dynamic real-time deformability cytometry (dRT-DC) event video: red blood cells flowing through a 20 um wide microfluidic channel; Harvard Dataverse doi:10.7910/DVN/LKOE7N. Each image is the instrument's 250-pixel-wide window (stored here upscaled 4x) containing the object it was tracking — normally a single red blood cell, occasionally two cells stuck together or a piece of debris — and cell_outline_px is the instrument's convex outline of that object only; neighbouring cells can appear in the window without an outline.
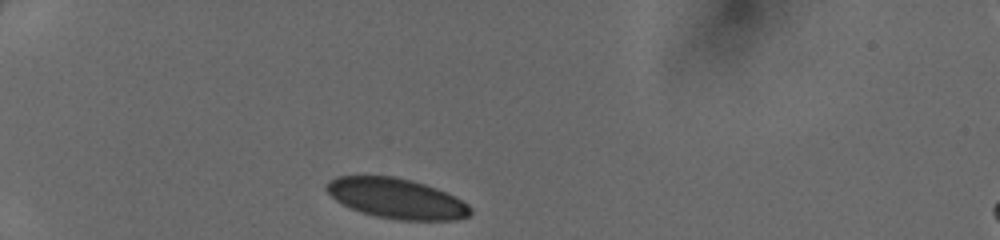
{"species": "human", "species_latin": "Homo sapiens", "temperature_condition": "cold", "stored_images_in_passage": 30, "camera_frame_rate_fps": 3000, "um_per_image_px": 0.085, "donor": {"sex": "female"}, "frame": {"image": 1, "passage_image": 1, "time_ms": 0.0, "image_size_px": [1000, 240], "cell_outline_px": [[472, 212], [468, 216], [456, 220], [396, 220], [376, 216], [360, 212], [336, 200], [324, 188], [328, 180], [336, 176], [392, 176], [412, 180], [436, 188], [468, 204], [472, 208]], "centroid_in_image_um": [33.69, 16.87], "position_along_channel_um": 51.3, "area_um2": 33.52}}
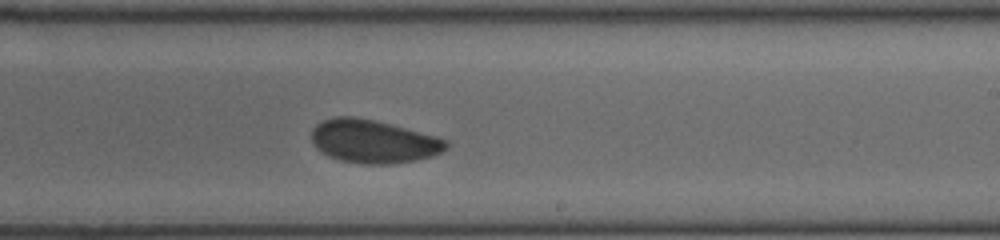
{"frame": {"image": 2, "passage_image": 18, "time_ms": 5.667, "image_size_px": [1000, 240], "cell_outline_px": [[448, 148], [444, 152], [432, 156], [416, 160], [392, 164], [364, 164], [340, 160], [316, 148], [312, 144], [312, 128], [316, 124], [324, 120], [336, 116], [352, 116], [376, 120], [392, 124], [436, 136], [448, 140]], "centroid_in_image_um": [31.77, 12.01], "position_along_channel_um": 257.2, "area_um2": 34.04}}
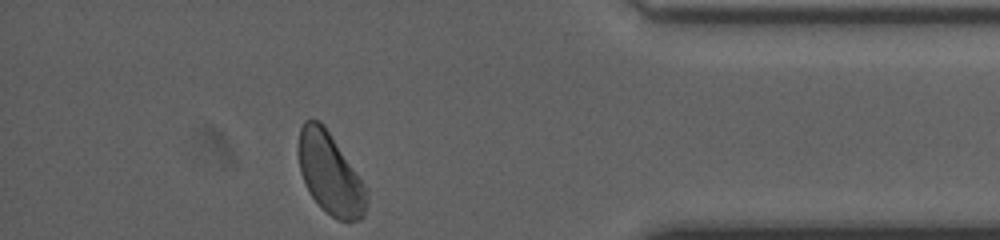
{"frame": {"image": 3, "passage_image": 30, "time_ms": 9.667, "image_size_px": [1000, 240], "cell_outline_px": [[368, 200], [364, 216], [360, 220], [348, 224], [336, 220], [308, 192], [300, 172], [296, 148], [300, 128], [304, 120], [320, 120], [324, 124], [364, 184], [368, 192]], "centroid_in_image_um": [28.05, 14.78], "position_along_channel_um": 407.2, "area_um2": 32.71}}